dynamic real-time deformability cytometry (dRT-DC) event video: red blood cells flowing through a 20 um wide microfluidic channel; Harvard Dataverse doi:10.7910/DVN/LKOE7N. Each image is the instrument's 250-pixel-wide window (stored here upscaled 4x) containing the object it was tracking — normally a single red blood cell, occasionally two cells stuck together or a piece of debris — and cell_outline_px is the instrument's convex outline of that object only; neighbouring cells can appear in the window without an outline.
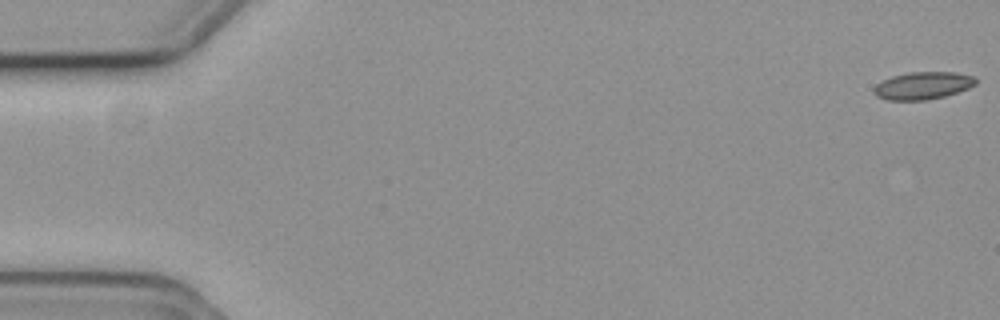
{"species": "common noctule bat (a hibernating species)", "species_latin": "Nyctalus noctula", "temperature_condition": "cold", "stored_images_in_passage": 4, "camera_frame_rate_fps": 3000, "um_per_image_px": 0.085, "animal": {"sex": "female", "body_mass_g": 19.3, "forearm_length_mm": 54.1}, "frame": {"image": 1, "passage_image": 1, "time_ms": 0.0, "image_size_px": [1000, 320], "cell_outline_px": [[976, 84], [968, 88], [944, 96], [924, 100], [888, 100], [876, 96], [872, 92], [872, 88], [876, 84], [892, 76], [908, 72], [956, 72], [976, 76]], "centroid_in_image_um": [78.43, 7.27], "position_along_channel_um": 6.6, "area_um2": 16.36}}